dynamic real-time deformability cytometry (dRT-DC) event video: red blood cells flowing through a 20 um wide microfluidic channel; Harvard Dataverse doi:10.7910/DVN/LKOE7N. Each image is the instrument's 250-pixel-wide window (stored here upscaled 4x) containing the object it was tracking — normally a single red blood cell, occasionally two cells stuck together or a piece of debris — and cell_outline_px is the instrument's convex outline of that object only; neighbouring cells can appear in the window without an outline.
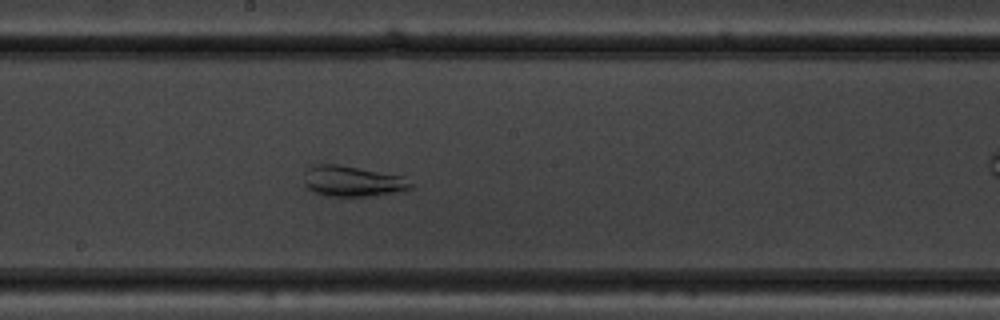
{"species": "common noctule bat (a hibernating species)", "species_latin": "Nyctalus noctula", "temperature_condition": "warm", "stored_images_in_passage": 51, "camera_frame_rate_fps": 3000, "um_per_image_px": 0.085, "animal": {"sex": "male", "body_mass_g": 19.5, "forearm_length_mm": 54.6}, "frame": {"image": 1, "passage_image": 26, "time_ms": 8.333, "image_size_px": [1000, 320], "cell_outline_px": [[412, 188], [404, 192], [372, 196], [328, 196], [316, 192], [308, 188], [304, 184], [304, 172], [308, 168], [316, 164], [336, 164], [360, 168], [400, 176], [412, 184]], "centroid_in_image_um": [29.96, 15.41], "position_along_channel_um": 218.2, "area_um2": 19.02}}
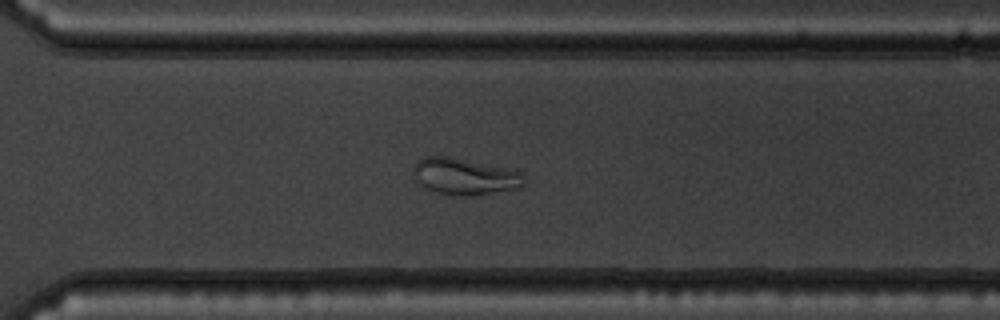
{"frame": {"image": 2, "passage_image": 35, "time_ms": 11.333, "image_size_px": [1000, 320], "cell_outline_px": [[524, 184], [516, 188], [468, 196], [448, 196], [428, 192], [420, 188], [412, 172], [412, 168], [416, 160], [424, 156], [444, 156], [504, 168], [516, 172]], "centroid_in_image_um": [39.26, 15.03], "position_along_channel_um": 331.3, "area_um2": 23.41}}
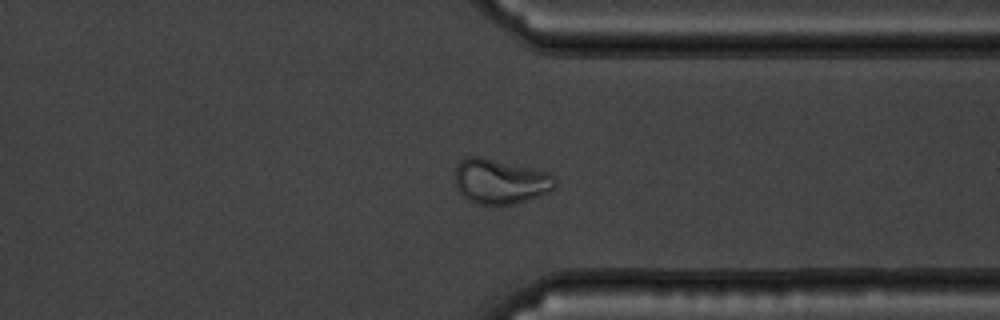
{"frame": {"image": 3, "passage_image": 38, "time_ms": 12.333, "image_size_px": [1000, 320], "cell_outline_px": [[556, 188], [548, 192], [516, 204], [476, 204], [468, 200], [456, 188], [456, 164], [460, 160], [468, 156], [480, 156], [548, 172], [556, 180]], "centroid_in_image_um": [42.51, 15.42], "position_along_channel_um": 368.9, "area_um2": 26.13}, "authors_computed_cell_mechanics": {"area_um2": 26.4724, "velocity_mm_per_s": 3.7775, "shape_relaxation_time_tau1_ms": null, "shape_relaxation_time_tau2_ms": 0.9852, "deformation_change_tau1": null, "deformation_change_tau2": 0.0832}}